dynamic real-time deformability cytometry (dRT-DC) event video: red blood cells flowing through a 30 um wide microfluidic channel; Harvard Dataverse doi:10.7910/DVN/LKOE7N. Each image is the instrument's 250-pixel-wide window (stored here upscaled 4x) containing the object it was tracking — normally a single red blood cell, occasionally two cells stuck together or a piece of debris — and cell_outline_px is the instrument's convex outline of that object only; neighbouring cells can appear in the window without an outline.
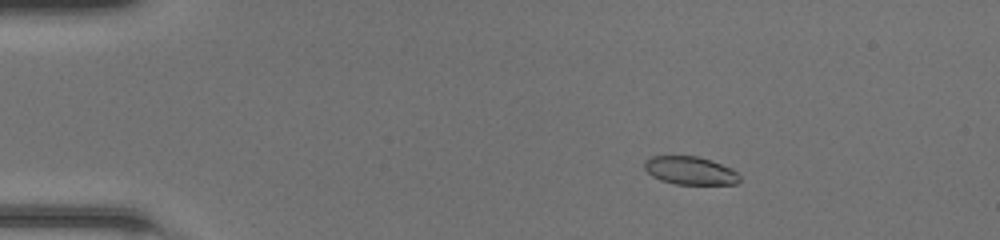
{"species": "common noctule bat (a hibernating species)", "species_latin": "Nyctalus noctula", "temperature_condition": "room temperature", "stored_images_in_passage": 50, "camera_frame_rate_fps": 3000, "um_per_image_px": 0.085, "animal": {"sex": "female", "body_mass_g": 20.0, "forearm_length_mm": 54.0}, "frame": {"image": 1, "passage_image": 9, "time_ms": 2.667, "image_size_px": [1000, 240], "cell_outline_px": [[740, 180], [736, 184], [676, 184], [660, 180], [652, 176], [644, 168], [644, 160], [652, 156], [696, 156], [712, 160], [732, 168], [740, 176]], "centroid_in_image_um": [58.66, 14.49], "position_along_channel_um": 26.3, "area_um2": 15.66}}
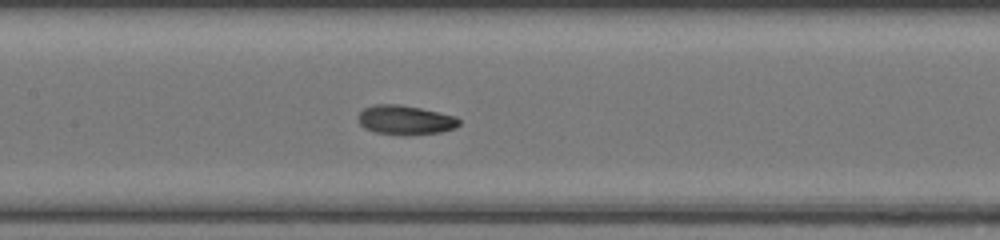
{"frame": {"image": 2, "passage_image": 25, "time_ms": 8.0, "image_size_px": [1000, 240], "cell_outline_px": [[460, 124], [456, 128], [440, 132], [376, 132], [364, 128], [360, 124], [356, 116], [364, 108], [372, 104], [400, 104], [420, 108], [456, 116], [460, 120]], "centroid_in_image_um": [34.43, 10.14], "position_along_channel_um": 173.0, "area_um2": 16.59}}
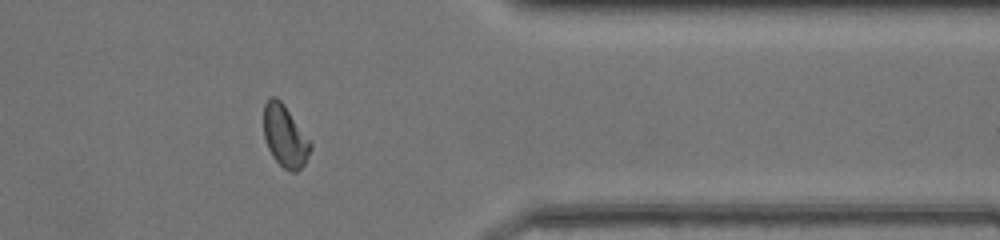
{"frame": {"image": 3, "passage_image": 41, "time_ms": 13.333, "image_size_px": [1000, 240], "cell_outline_px": [[312, 148], [304, 164], [296, 172], [292, 172], [284, 168], [272, 156], [268, 148], [264, 136], [264, 104], [268, 96], [276, 96], [284, 104], [312, 144]], "centroid_in_image_um": [24.21, 11.55], "position_along_channel_um": 387.2, "area_um2": 16.76}, "authors_computed_cell_mechanics": {"area_um2": 16.9354, "velocity_mm_per_s": 4.2718, "shape_relaxation_time_tau1_ms": 7.6445, "shape_relaxation_time_tau2_ms": 1.729, "deformation_change_tau1": 0.2027, "deformation_change_tau2": 0.0634}}